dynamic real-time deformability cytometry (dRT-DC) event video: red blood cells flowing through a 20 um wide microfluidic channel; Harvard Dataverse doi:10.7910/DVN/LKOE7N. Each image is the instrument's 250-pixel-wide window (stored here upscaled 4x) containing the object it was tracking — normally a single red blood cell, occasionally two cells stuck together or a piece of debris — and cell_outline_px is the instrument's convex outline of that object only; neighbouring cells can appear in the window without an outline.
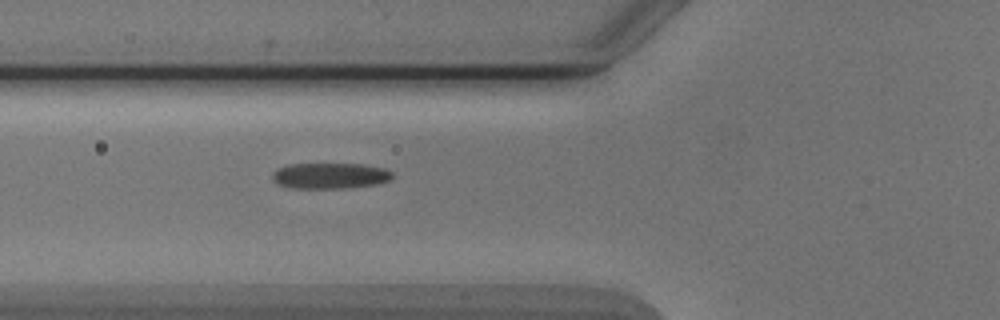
{"species": "Egyptian fruit bat (a non-hibernating species)", "species_latin": "Rousettus aegyptiacus", "temperature_condition": "cold", "stored_images_in_passage": 2, "camera_frame_rate_fps": 3000, "um_per_image_px": 0.085, "animal": {"sex": "male"}, "frame": {"image": 1, "passage_image": 2, "time_ms": 1.0, "image_size_px": [1000, 320], "cell_outline_px": [[392, 180], [380, 184], [348, 188], [288, 188], [276, 184], [272, 180], [272, 172], [276, 168], [288, 164], [364, 164], [384, 168], [392, 172]], "centroid_in_image_um": [28.04, 14.94], "position_along_channel_um": 97.8, "area_um2": 18.5}}